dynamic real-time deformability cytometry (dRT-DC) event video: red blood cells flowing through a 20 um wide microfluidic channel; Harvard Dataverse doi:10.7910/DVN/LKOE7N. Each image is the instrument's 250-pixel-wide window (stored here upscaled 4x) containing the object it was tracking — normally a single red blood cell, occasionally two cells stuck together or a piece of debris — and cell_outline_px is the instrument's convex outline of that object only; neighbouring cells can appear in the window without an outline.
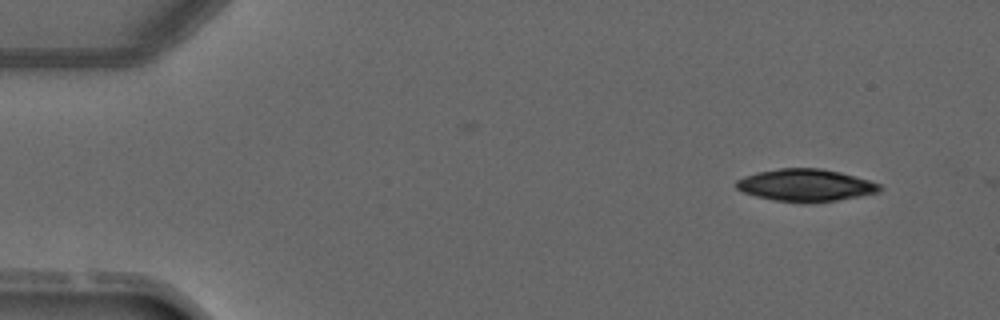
{"species": "common noctule bat (a hibernating species)", "species_latin": "Nyctalus noctula", "temperature_condition": "warm", "stored_images_in_passage": 3, "camera_frame_rate_fps": 3000, "um_per_image_px": 0.085, "animal": {"sex": "male", "forearm_length_mm": 52.5}, "frame": {"image": 1, "passage_image": 1, "time_ms": 0.0, "image_size_px": [1000, 320], "cell_outline_px": [[884, 188], [880, 192], [836, 200], [812, 204], [804, 204], [772, 200], [756, 196], [744, 192], [736, 188], [736, 180], [744, 176], [756, 172], [780, 168], [820, 168], [840, 172], [868, 180], [880, 184]], "centroid_in_image_um": [68.47, 15.76], "position_along_channel_um": 16.5, "area_um2": 27.28}}